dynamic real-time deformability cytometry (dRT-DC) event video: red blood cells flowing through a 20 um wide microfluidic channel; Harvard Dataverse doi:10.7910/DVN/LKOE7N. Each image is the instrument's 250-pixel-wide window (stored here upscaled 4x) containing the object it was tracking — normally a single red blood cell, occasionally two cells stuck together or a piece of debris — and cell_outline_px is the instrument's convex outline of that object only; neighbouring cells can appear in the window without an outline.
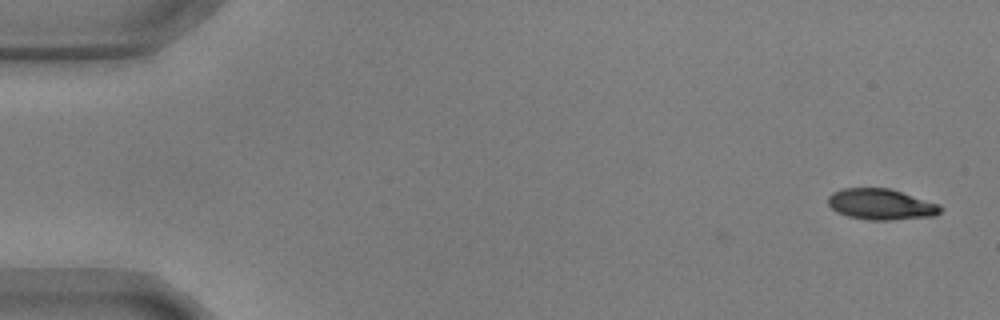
{"species": "common noctule bat (a hibernating species)", "species_latin": "Nyctalus noctula", "temperature_condition": "warm", "stored_images_in_passage": 3, "camera_frame_rate_fps": 3000, "um_per_image_px": 0.085, "animal": {"sex": "male", "body_mass_g": 17.9, "forearm_length_mm": 54.2}, "frame": {"image": 1, "passage_image": 3, "time_ms": 0.667, "image_size_px": [1000, 320], "cell_outline_px": [[944, 208], [936, 216], [888, 220], [868, 220], [848, 216], [836, 212], [828, 204], [828, 196], [832, 192], [840, 188], [888, 188], [940, 204]], "centroid_in_image_um": [74.88, 17.37], "position_along_channel_um": 10.1, "area_um2": 20.35}}